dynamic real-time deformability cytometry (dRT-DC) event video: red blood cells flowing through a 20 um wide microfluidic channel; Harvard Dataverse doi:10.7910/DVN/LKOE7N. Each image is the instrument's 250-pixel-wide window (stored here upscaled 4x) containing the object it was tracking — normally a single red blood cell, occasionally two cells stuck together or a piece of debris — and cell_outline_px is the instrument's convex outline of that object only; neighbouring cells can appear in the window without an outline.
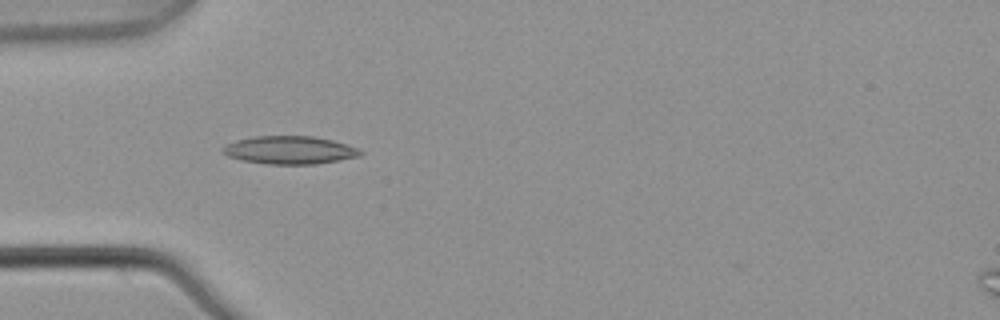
{"species": "common noctule bat (a hibernating species)", "species_latin": "Nyctalus noctula", "temperature_condition": "warm", "stored_images_in_passage": 4, "camera_frame_rate_fps": 3000, "um_per_image_px": 0.085, "animal": {"sex": "male", "body_mass_g": 21.5, "forearm_length_mm": 52.0}, "frame": {"image": 1, "passage_image": 1, "time_ms": 0.0, "image_size_px": [1000, 320], "cell_outline_px": [[364, 152], [360, 156], [316, 164], [268, 164], [240, 160], [228, 156], [220, 148], [236, 140], [256, 136], [312, 136], [332, 140], [360, 148]], "centroid_in_image_um": [24.64, 12.76], "position_along_channel_um": 60.4, "area_um2": 22.43}}
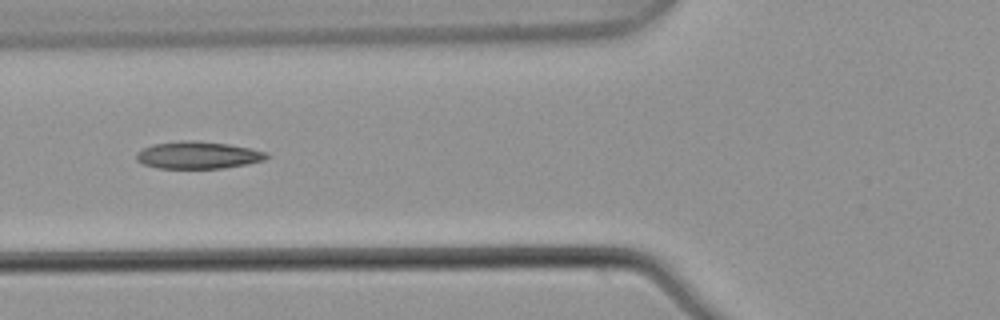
{"frame": {"image": 2, "passage_image": 2, "time_ms": 0.333, "image_size_px": [1000, 320], "cell_outline_px": [[268, 156], [264, 160], [248, 164], [224, 168], [156, 168], [144, 164], [136, 160], [136, 152], [152, 144], [180, 140], [192, 140], [228, 144], [268, 152]], "centroid_in_image_um": [16.81, 13.18], "position_along_channel_um": 109.0, "area_um2": 20.69}}
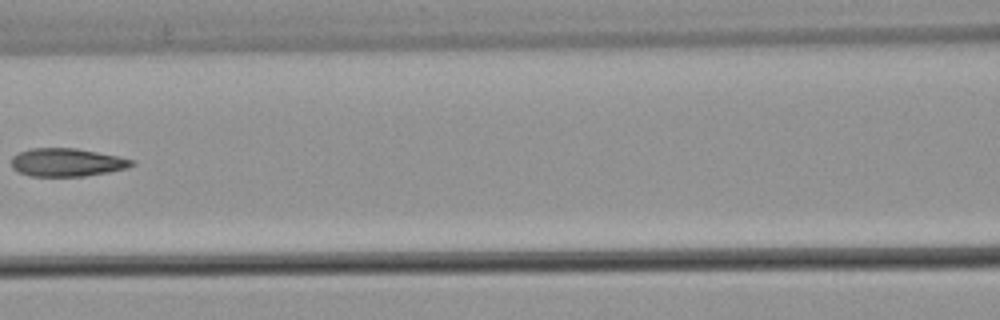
{"frame": {"image": 3, "passage_image": 3, "time_ms": 0.667, "image_size_px": [1000, 320], "cell_outline_px": [[136, 164], [128, 168], [108, 172], [84, 176], [28, 176], [12, 168], [12, 156], [20, 152], [32, 148], [76, 148], [120, 156], [136, 160]], "centroid_in_image_um": [5.74, 13.8], "position_along_channel_um": 160.9, "area_um2": 19.88}}